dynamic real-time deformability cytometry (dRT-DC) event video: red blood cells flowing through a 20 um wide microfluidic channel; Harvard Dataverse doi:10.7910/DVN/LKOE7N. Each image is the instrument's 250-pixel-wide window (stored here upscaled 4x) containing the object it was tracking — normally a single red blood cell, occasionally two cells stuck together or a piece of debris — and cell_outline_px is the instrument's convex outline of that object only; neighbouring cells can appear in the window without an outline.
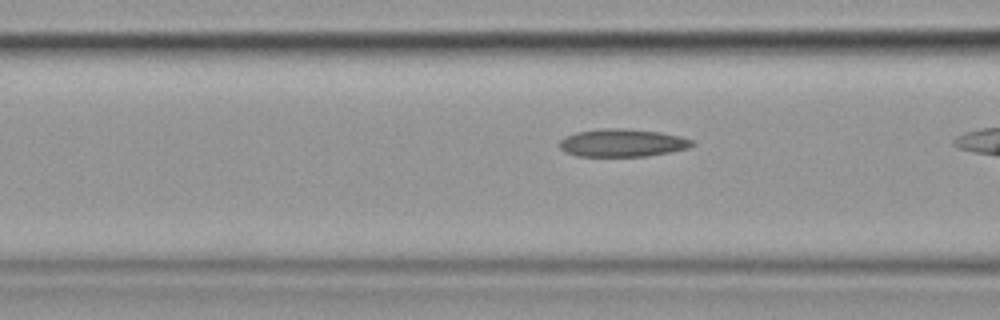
{"species": "common noctule bat (a hibernating species)", "species_latin": "Nyctalus noctula", "temperature_condition": "cold", "stored_images_in_passage": 17, "camera_frame_rate_fps": 3000, "um_per_image_px": 0.085, "animal": {"sex": "female", "body_mass_g": 19.9}, "frame": {"image": 1, "passage_image": 16, "time_ms": 5.0, "image_size_px": [1000, 320], "cell_outline_px": [[696, 144], [688, 148], [672, 152], [648, 156], [576, 156], [564, 152], [556, 144], [564, 136], [576, 132], [604, 128], [620, 128], [660, 132], [680, 136], [692, 140]], "centroid_in_image_um": [52.87, 12.15], "position_along_channel_um": 113.7, "area_um2": 21.73}}